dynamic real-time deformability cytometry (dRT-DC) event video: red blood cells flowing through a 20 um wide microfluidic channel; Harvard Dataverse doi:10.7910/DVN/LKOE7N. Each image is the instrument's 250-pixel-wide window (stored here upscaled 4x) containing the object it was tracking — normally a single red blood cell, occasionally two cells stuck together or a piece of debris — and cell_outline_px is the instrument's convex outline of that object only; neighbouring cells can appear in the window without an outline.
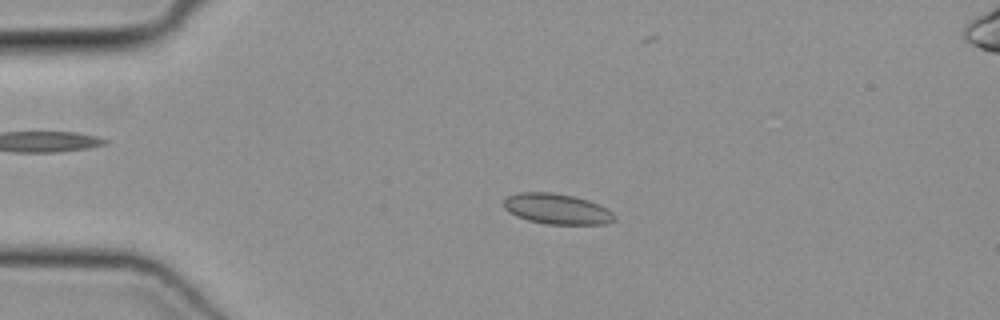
{"species": "common noctule bat (a hibernating species)", "species_latin": "Nyctalus noctula", "temperature_condition": "cold", "stored_images_in_passage": 26, "camera_frame_rate_fps": 3000, "um_per_image_px": 0.085, "animal": {"sex": "female", "body_mass_g": 19.3, "forearm_length_mm": 54.1}, "frame": {"image": 1, "passage_image": 12, "time_ms": 3.667, "image_size_px": [1000, 320], "cell_outline_px": [[616, 220], [604, 224], [544, 224], [528, 220], [516, 216], [508, 212], [504, 208], [504, 196], [520, 192], [552, 192], [572, 196], [588, 200], [608, 208], [616, 216]], "centroid_in_image_um": [47.32, 17.76], "position_along_channel_um": 37.7, "area_um2": 19.88}}
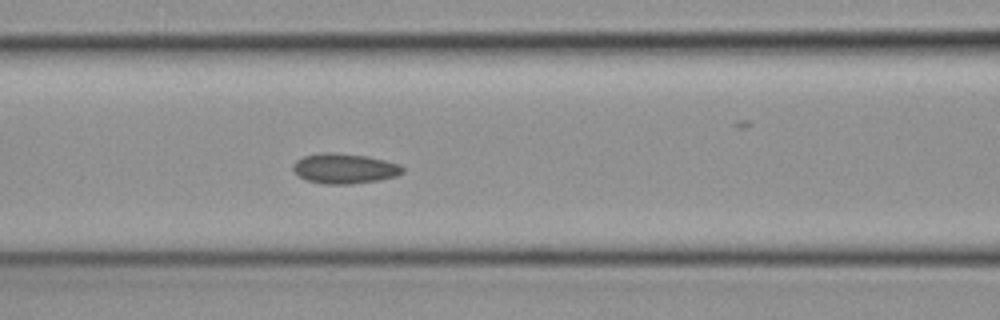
{"frame": {"image": 2, "passage_image": 22, "time_ms": 7.0, "image_size_px": [1000, 320], "cell_outline_px": [[404, 172], [396, 176], [380, 180], [352, 184], [324, 184], [308, 180], [300, 176], [292, 168], [292, 164], [296, 160], [304, 156], [320, 152], [336, 152], [368, 156], [400, 164], [404, 168]], "centroid_in_image_um": [29.3, 14.31], "position_along_channel_um": 137.3, "area_um2": 19.36}}
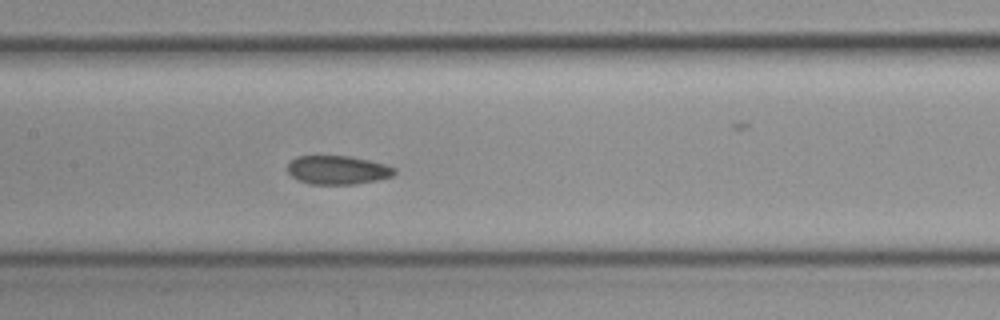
{"frame": {"image": 3, "passage_image": 25, "time_ms": 8.0, "image_size_px": [1000, 320], "cell_outline_px": [[396, 172], [392, 176], [380, 180], [352, 184], [308, 184], [296, 180], [288, 172], [288, 164], [296, 156], [348, 156], [368, 160], [384, 164], [396, 168]], "centroid_in_image_um": [28.69, 14.46], "position_along_channel_um": 178.7, "area_um2": 17.92}}